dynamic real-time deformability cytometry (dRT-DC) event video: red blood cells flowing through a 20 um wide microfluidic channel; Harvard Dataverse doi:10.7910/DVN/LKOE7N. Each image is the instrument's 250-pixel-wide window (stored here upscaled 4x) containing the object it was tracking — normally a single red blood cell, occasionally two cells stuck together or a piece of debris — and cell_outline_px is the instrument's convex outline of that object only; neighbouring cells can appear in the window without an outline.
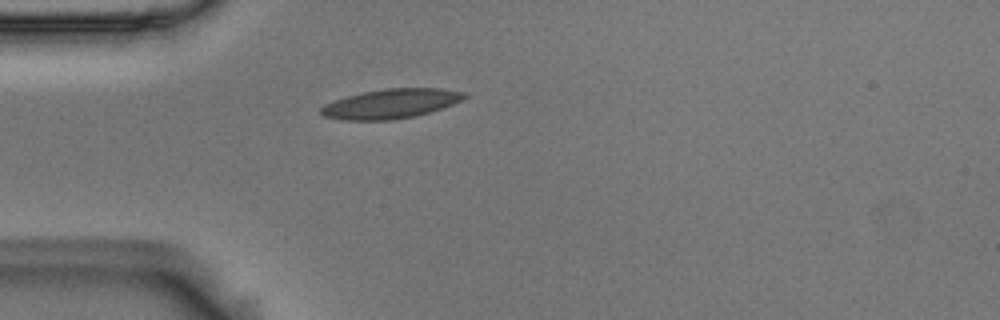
{"species": "Egyptian fruit bat (a non-hibernating species)", "species_latin": "Rousettus aegyptiacus", "temperature_condition": "room temperature", "stored_images_in_passage": 5, "camera_frame_rate_fps": 3000, "um_per_image_px": 0.085, "animal": {"sex": "male"}, "frame": {"image": 1, "passage_image": 5, "time_ms": 1.333, "image_size_px": [1000, 320], "cell_outline_px": [[468, 96], [452, 104], [428, 112], [412, 116], [392, 120], [348, 120], [324, 116], [320, 112], [320, 108], [324, 104], [348, 96], [364, 92], [384, 88], [444, 88], [464, 92]], "centroid_in_image_um": [33.22, 8.8], "position_along_channel_um": 51.8, "area_um2": 24.28}}